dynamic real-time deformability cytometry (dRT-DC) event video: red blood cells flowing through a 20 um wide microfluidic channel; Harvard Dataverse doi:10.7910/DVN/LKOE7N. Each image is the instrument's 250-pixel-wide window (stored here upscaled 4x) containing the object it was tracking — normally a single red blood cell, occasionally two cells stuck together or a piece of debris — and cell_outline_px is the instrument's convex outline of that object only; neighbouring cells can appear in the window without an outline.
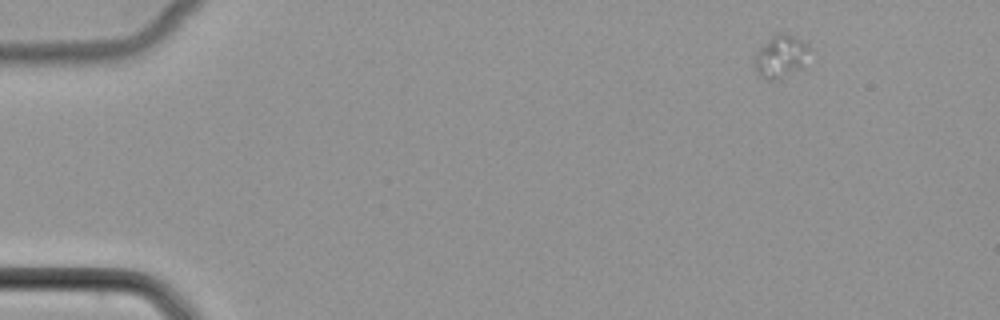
{"species": "common noctule bat (a hibernating species)", "species_latin": "Nyctalus noctula", "temperature_condition": "cold", "stored_images_in_passage": 47, "camera_frame_rate_fps": 3000, "um_per_image_px": 0.085, "animal": {"sex": "female", "body_mass_g": 22.7, "forearm_length_mm": 54.2}, "frame": {"image": 1, "passage_image": 1, "time_ms": 0.0, "image_size_px": [1000, 320], "cell_outline_px": [[812, 48], [804, 68], [780, 80], [764, 80], [756, 76], [752, 64], [752, 56], [776, 32], [784, 32], [808, 44]], "centroid_in_image_um": [66.34, 4.86], "position_along_channel_um": 18.7, "area_um2": 14.57}}
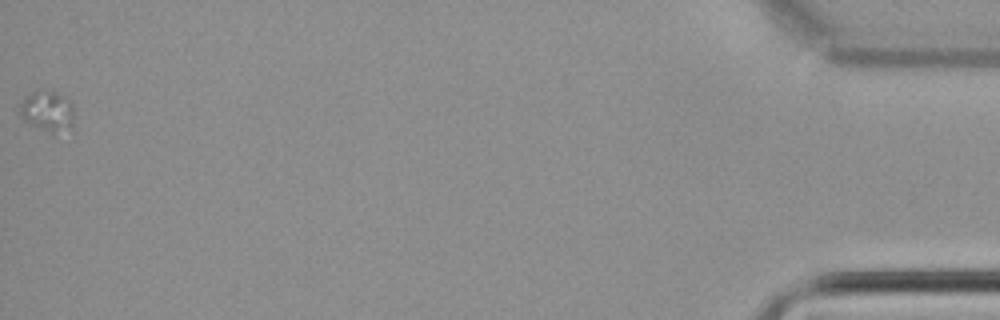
{"frame": {"image": 2, "passage_image": 47, "time_ms": 15.333, "image_size_px": [1000, 320], "cell_outline_px": [[72, 124], [68, 128], [52, 136], [32, 124], [20, 112], [20, 104], [24, 96], [28, 92], [40, 88], [44, 88], [68, 96], [72, 104]], "centroid_in_image_um": [4.04, 9.38], "position_along_channel_um": 431.2, "area_um2": 13.12}}